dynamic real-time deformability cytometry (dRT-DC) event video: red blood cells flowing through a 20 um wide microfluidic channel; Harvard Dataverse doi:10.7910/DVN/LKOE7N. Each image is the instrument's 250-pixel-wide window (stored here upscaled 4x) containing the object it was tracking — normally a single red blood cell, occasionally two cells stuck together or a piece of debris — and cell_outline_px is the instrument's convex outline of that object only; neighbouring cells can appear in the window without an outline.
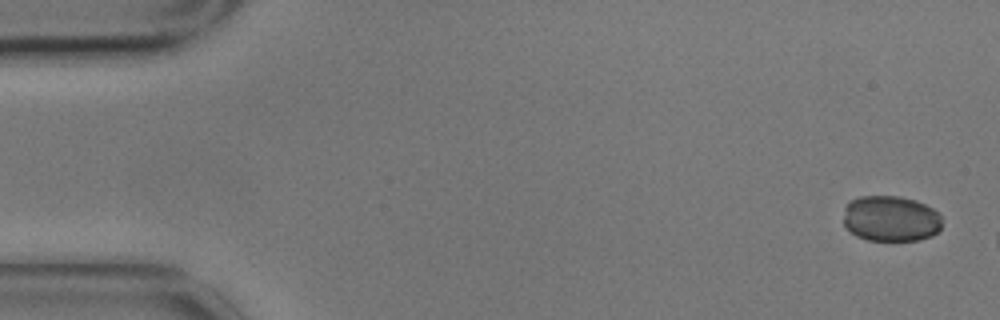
{"species": "common noctule bat (a hibernating species)", "species_latin": "Nyctalus noctula", "temperature_condition": "cold", "stored_images_in_passage": 3, "camera_frame_rate_fps": 3000, "um_per_image_px": 0.085, "animal": {"sex": "male", "body_mass_g": 17.9}, "frame": {"image": 1, "passage_image": 1, "time_ms": 0.0, "image_size_px": [1000, 320], "cell_outline_px": [[940, 228], [932, 236], [916, 240], [868, 240], [856, 236], [844, 224], [844, 208], [848, 200], [860, 196], [900, 196], [916, 200], [932, 208], [940, 216]], "centroid_in_image_um": [75.68, 18.56], "position_along_channel_um": 9.3, "area_um2": 26.3}}